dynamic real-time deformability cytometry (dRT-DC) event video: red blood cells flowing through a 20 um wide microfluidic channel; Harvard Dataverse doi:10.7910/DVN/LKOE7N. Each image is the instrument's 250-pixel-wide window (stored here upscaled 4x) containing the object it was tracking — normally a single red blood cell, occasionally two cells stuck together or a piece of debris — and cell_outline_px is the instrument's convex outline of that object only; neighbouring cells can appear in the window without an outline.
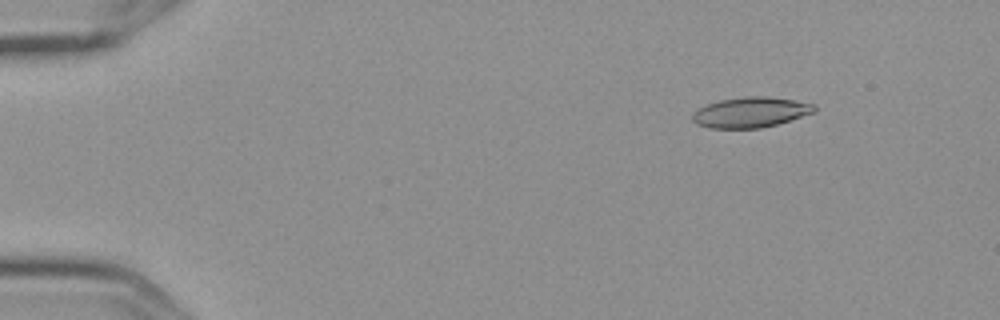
{"species": "Egyptian fruit bat (a non-hibernating species)", "species_latin": "Rousettus aegyptiacus", "temperature_condition": "cold", "stored_images_in_passage": 7, "camera_frame_rate_fps": 3000, "um_per_image_px": 0.085, "frame": {"image": 1, "passage_image": 3, "time_ms": 0.667, "image_size_px": [1000, 320], "cell_outline_px": [[816, 112], [776, 124], [760, 128], [708, 128], [696, 124], [692, 120], [692, 116], [700, 108], [708, 104], [720, 100], [748, 96], [768, 96], [816, 104]], "centroid_in_image_um": [63.83, 9.55], "position_along_channel_um": 21.2, "area_um2": 21.39}}
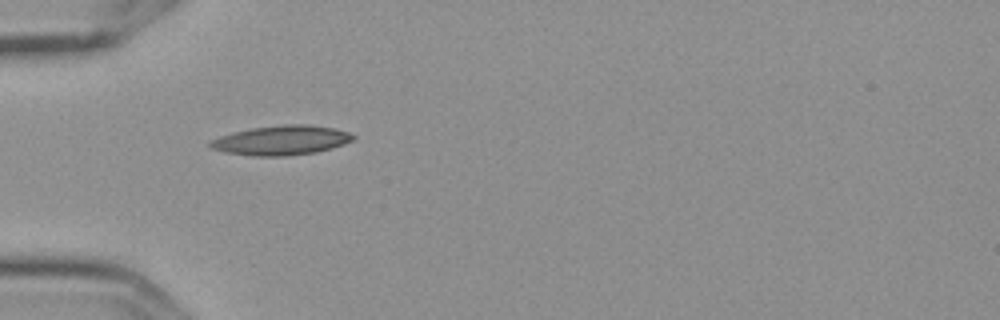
{"frame": {"image": 2, "passage_image": 6, "time_ms": 1.667, "image_size_px": [1000, 320], "cell_outline_px": [[356, 136], [352, 140], [344, 144], [332, 148], [316, 152], [284, 156], [252, 156], [224, 152], [212, 148], [208, 144], [208, 140], [232, 132], [252, 128], [284, 124], [308, 124], [332, 128], [348, 132]], "centroid_in_image_um": [23.88, 11.92], "position_along_channel_um": 61.1, "area_um2": 24.62}}
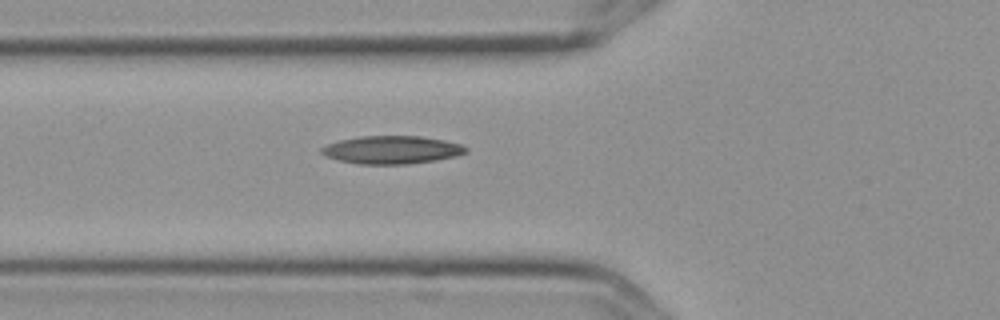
{"frame": {"image": 3, "passage_image": 7, "time_ms": 2.0, "image_size_px": [1000, 320], "cell_outline_px": [[468, 152], [456, 156], [436, 160], [408, 164], [360, 164], [340, 160], [328, 156], [320, 152], [320, 148], [328, 144], [340, 140], [360, 136], [420, 136], [444, 140], [460, 144], [468, 148]], "centroid_in_image_um": [33.33, 12.73], "position_along_channel_um": 92.5, "area_um2": 23.41}}